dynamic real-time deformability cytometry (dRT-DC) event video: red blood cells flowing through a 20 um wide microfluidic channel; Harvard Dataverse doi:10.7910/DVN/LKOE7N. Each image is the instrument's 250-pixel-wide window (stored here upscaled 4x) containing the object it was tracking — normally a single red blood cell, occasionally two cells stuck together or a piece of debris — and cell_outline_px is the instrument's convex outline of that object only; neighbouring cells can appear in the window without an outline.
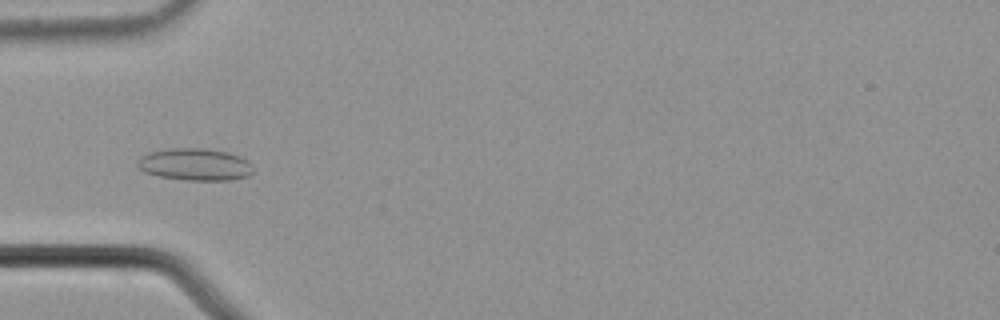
{"species": "common noctule bat (a hibernating species)", "species_latin": "Nyctalus noctula", "temperature_condition": "cold", "stored_images_in_passage": 5, "camera_frame_rate_fps": 3000, "um_per_image_px": 0.085, "animal": {"sex": "male", "body_mass_g": 21.5, "forearm_length_mm": 52.0}, "frame": {"image": 1, "passage_image": 5, "time_ms": 1.333, "image_size_px": [1000, 320], "cell_outline_px": [[252, 172], [248, 176], [232, 180], [188, 180], [160, 176], [144, 172], [136, 164], [136, 160], [140, 156], [148, 152], [172, 148], [204, 148], [228, 152], [240, 156], [248, 160], [252, 164]], "centroid_in_image_um": [16.57, 13.97], "position_along_channel_um": 68.4, "area_um2": 21.79}}